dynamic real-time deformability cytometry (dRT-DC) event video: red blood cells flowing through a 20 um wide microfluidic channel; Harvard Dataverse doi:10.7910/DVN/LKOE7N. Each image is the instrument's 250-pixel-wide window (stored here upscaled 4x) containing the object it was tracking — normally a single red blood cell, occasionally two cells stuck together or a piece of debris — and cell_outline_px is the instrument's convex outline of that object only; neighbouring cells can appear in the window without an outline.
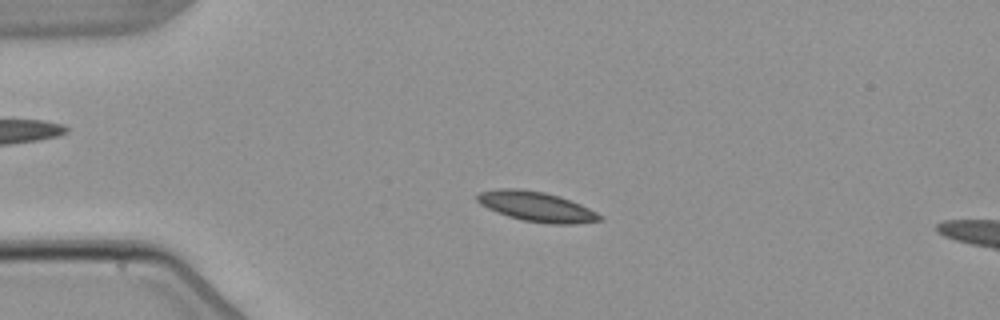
{"species": "common noctule bat (a hibernating species)", "species_latin": "Nyctalus noctula", "temperature_condition": "warm", "stored_images_in_passage": 5, "segment_of_instrument_passage": [1, 2], "camera_frame_rate_fps": 3000, "um_per_image_px": 0.085, "animal": {"sex": "male", "body_mass_g": 21.5, "forearm_length_mm": 52.0}, "frame": {"image": 1, "passage_image": 3, "time_ms": 2.667, "image_size_px": [1000, 320], "cell_outline_px": [[604, 220], [576, 224], [548, 224], [524, 220], [508, 216], [496, 212], [480, 204], [476, 200], [476, 192], [496, 188], [520, 188], [544, 192], [560, 196], [580, 204], [604, 216]], "centroid_in_image_um": [45.59, 17.55], "position_along_channel_um": 39.4, "area_um2": 21.62}}